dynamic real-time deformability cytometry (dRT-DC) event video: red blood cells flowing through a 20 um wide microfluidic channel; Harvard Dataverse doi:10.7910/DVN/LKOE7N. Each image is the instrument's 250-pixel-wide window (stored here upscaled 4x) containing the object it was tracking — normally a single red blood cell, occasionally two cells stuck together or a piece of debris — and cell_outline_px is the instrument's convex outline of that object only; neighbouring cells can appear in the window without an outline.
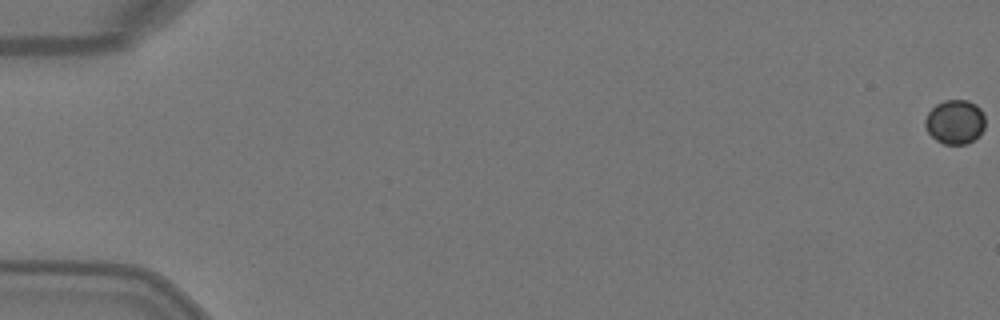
{"species": "Egyptian fruit bat (a non-hibernating species)", "species_latin": "Rousettus aegyptiacus", "temperature_condition": "warm", "stored_images_in_passage": 4, "camera_frame_rate_fps": 3000, "um_per_image_px": 0.085, "animal": {"sex": "female"}, "frame": {"image": 1, "passage_image": 1, "time_ms": 0.0, "image_size_px": [1000, 320], "cell_outline_px": [[984, 128], [980, 136], [968, 144], [944, 144], [936, 140], [928, 132], [924, 124], [924, 120], [928, 112], [936, 104], [944, 100], [968, 100], [976, 104], [980, 108], [984, 116]], "centroid_in_image_um": [81.18, 10.36], "position_along_channel_um": 3.8, "area_um2": 15.66}}